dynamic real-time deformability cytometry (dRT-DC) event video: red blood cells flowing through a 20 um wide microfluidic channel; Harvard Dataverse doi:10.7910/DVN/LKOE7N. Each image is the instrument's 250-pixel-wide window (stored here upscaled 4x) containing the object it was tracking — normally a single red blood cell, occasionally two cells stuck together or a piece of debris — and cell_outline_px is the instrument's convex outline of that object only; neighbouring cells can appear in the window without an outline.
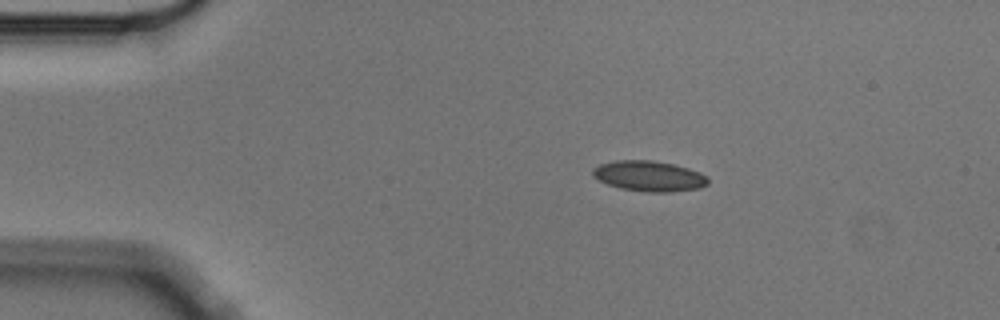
{"species": "Egyptian fruit bat (a non-hibernating species)", "species_latin": "Rousettus aegyptiacus", "temperature_condition": "cold", "stored_images_in_passage": 3, "camera_frame_rate_fps": 3000, "um_per_image_px": 0.085, "animal": {"sex": "male"}, "frame": {"image": 1, "passage_image": 1, "time_ms": 0.0, "image_size_px": [1000, 320], "cell_outline_px": [[708, 184], [700, 188], [672, 192], [644, 192], [620, 188], [608, 184], [592, 176], [592, 168], [600, 164], [616, 160], [652, 160], [672, 164], [688, 168], [700, 172], [708, 176]], "centroid_in_image_um": [55.18, 14.97], "position_along_channel_um": 29.8, "area_um2": 20.58}}
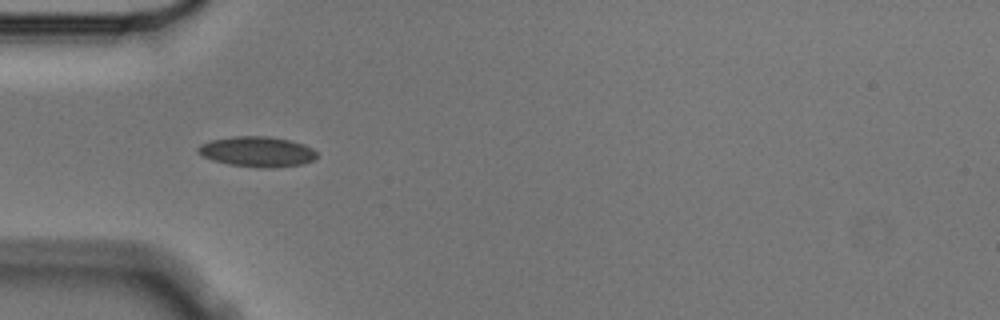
{"frame": {"image": 2, "passage_image": 3, "time_ms": 0.667, "image_size_px": [1000, 320], "cell_outline_px": [[316, 160], [304, 164], [272, 168], [256, 168], [228, 164], [212, 160], [196, 152], [196, 148], [200, 144], [212, 140], [232, 136], [268, 136], [288, 140], [304, 144], [312, 148], [316, 152]], "centroid_in_image_um": [21.86, 12.9], "position_along_channel_um": 63.1, "area_um2": 21.21}}